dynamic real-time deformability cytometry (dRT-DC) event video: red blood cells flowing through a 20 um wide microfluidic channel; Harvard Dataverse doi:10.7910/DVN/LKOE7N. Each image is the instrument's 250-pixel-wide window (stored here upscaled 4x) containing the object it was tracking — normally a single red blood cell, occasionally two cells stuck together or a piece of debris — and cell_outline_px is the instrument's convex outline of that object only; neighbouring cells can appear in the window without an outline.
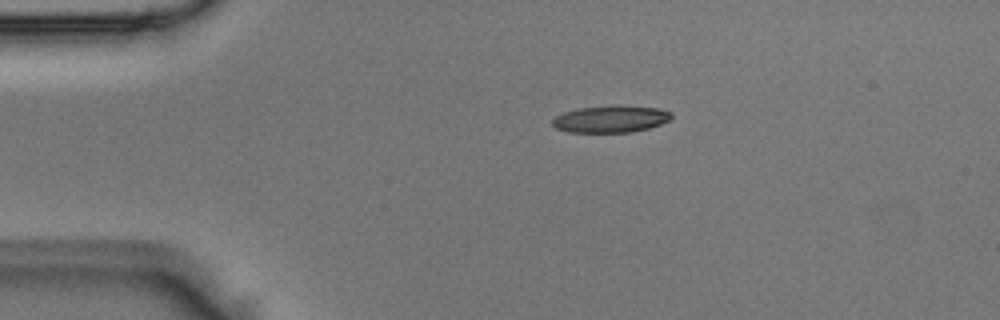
{"species": "Egyptian fruit bat (a non-hibernating species)", "species_latin": "Rousettus aegyptiacus", "temperature_condition": "room temperature", "stored_images_in_passage": 41, "camera_frame_rate_fps": 3000, "um_per_image_px": 0.085, "animal": {"sex": "male"}, "frame": {"image": 1, "passage_image": 1, "time_ms": 0.0, "image_size_px": [1000, 320], "cell_outline_px": [[672, 120], [648, 128], [632, 132], [568, 132], [556, 128], [552, 124], [552, 120], [556, 116], [564, 112], [580, 108], [616, 104], [660, 108], [672, 112]], "centroid_in_image_um": [51.96, 10.1], "position_along_channel_um": 33.0, "area_um2": 18.96}}
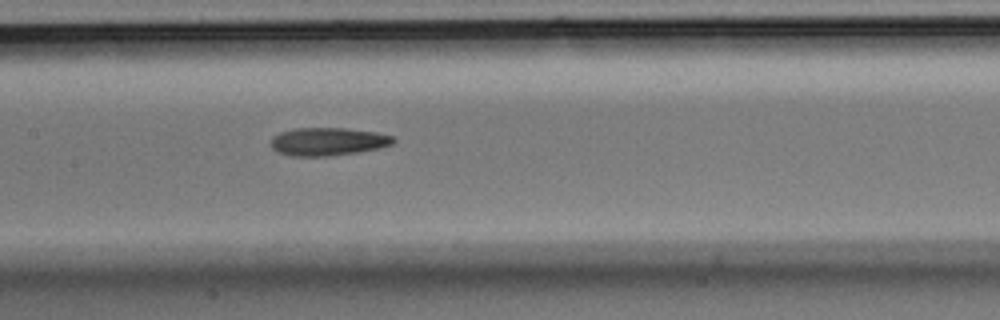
{"frame": {"image": 2, "passage_image": 15, "time_ms": 4.667, "image_size_px": [1000, 320], "cell_outline_px": [[396, 140], [392, 144], [380, 148], [356, 152], [328, 156], [292, 156], [276, 152], [272, 148], [272, 136], [280, 132], [296, 128], [344, 128], [376, 132], [392, 136]], "centroid_in_image_um": [27.86, 12.03], "position_along_channel_um": 179.5, "area_um2": 19.94}}
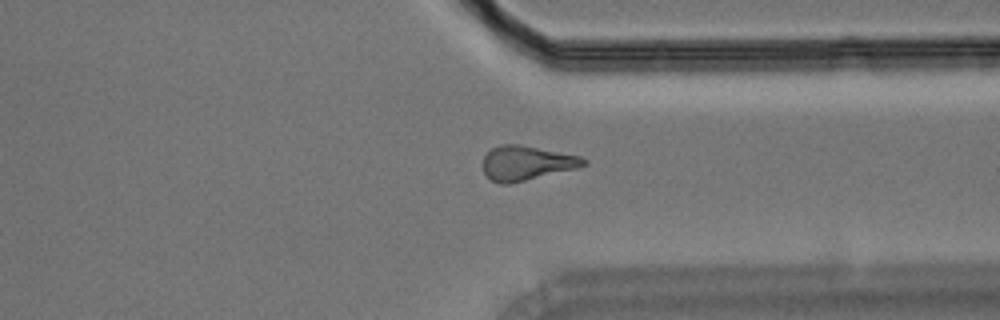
{"frame": {"image": 3, "passage_image": 29, "time_ms": 9.333, "image_size_px": [1000, 320], "cell_outline_px": [[588, 164], [576, 168], [508, 184], [500, 184], [492, 180], [484, 172], [480, 164], [484, 156], [492, 148], [500, 144], [520, 144], [580, 156], [588, 160]], "centroid_in_image_um": [44.72, 13.84], "position_along_channel_um": 366.7, "area_um2": 20.23}}